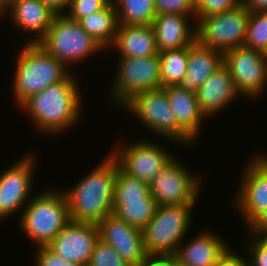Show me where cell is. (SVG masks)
Wrapping results in <instances>:
<instances>
[{"label": "cell", "instance_id": "23", "mask_svg": "<svg viewBox=\"0 0 267 266\" xmlns=\"http://www.w3.org/2000/svg\"><path fill=\"white\" fill-rule=\"evenodd\" d=\"M177 123L196 141L201 134L202 125L206 118L201 112L196 94L190 93L177 86L163 87Z\"/></svg>", "mask_w": 267, "mask_h": 266}, {"label": "cell", "instance_id": "6", "mask_svg": "<svg viewBox=\"0 0 267 266\" xmlns=\"http://www.w3.org/2000/svg\"><path fill=\"white\" fill-rule=\"evenodd\" d=\"M137 116L144 127L155 135L163 136L174 143L187 145L196 142L178 123L163 88L148 90L134 95L123 106Z\"/></svg>", "mask_w": 267, "mask_h": 266}, {"label": "cell", "instance_id": "15", "mask_svg": "<svg viewBox=\"0 0 267 266\" xmlns=\"http://www.w3.org/2000/svg\"><path fill=\"white\" fill-rule=\"evenodd\" d=\"M97 226L99 239L110 245L130 266H140L149 259L143 247L141 230L128 225L114 214L103 218Z\"/></svg>", "mask_w": 267, "mask_h": 266}, {"label": "cell", "instance_id": "5", "mask_svg": "<svg viewBox=\"0 0 267 266\" xmlns=\"http://www.w3.org/2000/svg\"><path fill=\"white\" fill-rule=\"evenodd\" d=\"M195 205H160L142 230L143 247L149 258L167 259L175 255L192 222Z\"/></svg>", "mask_w": 267, "mask_h": 266}, {"label": "cell", "instance_id": "37", "mask_svg": "<svg viewBox=\"0 0 267 266\" xmlns=\"http://www.w3.org/2000/svg\"><path fill=\"white\" fill-rule=\"evenodd\" d=\"M214 266H248V261L229 247Z\"/></svg>", "mask_w": 267, "mask_h": 266}, {"label": "cell", "instance_id": "2", "mask_svg": "<svg viewBox=\"0 0 267 266\" xmlns=\"http://www.w3.org/2000/svg\"><path fill=\"white\" fill-rule=\"evenodd\" d=\"M90 171L63 192L71 221L98 224L113 213L117 161L109 153Z\"/></svg>", "mask_w": 267, "mask_h": 266}, {"label": "cell", "instance_id": "36", "mask_svg": "<svg viewBox=\"0 0 267 266\" xmlns=\"http://www.w3.org/2000/svg\"><path fill=\"white\" fill-rule=\"evenodd\" d=\"M250 235L254 237L267 236V208L260 213L247 227H245Z\"/></svg>", "mask_w": 267, "mask_h": 266}, {"label": "cell", "instance_id": "42", "mask_svg": "<svg viewBox=\"0 0 267 266\" xmlns=\"http://www.w3.org/2000/svg\"><path fill=\"white\" fill-rule=\"evenodd\" d=\"M170 266H184L178 263L173 257L170 258Z\"/></svg>", "mask_w": 267, "mask_h": 266}, {"label": "cell", "instance_id": "17", "mask_svg": "<svg viewBox=\"0 0 267 266\" xmlns=\"http://www.w3.org/2000/svg\"><path fill=\"white\" fill-rule=\"evenodd\" d=\"M190 18L194 26L189 25ZM151 25L158 52L180 49L196 40L195 15L160 14L155 16Z\"/></svg>", "mask_w": 267, "mask_h": 266}, {"label": "cell", "instance_id": "33", "mask_svg": "<svg viewBox=\"0 0 267 266\" xmlns=\"http://www.w3.org/2000/svg\"><path fill=\"white\" fill-rule=\"evenodd\" d=\"M196 0H155L156 15H195Z\"/></svg>", "mask_w": 267, "mask_h": 266}, {"label": "cell", "instance_id": "20", "mask_svg": "<svg viewBox=\"0 0 267 266\" xmlns=\"http://www.w3.org/2000/svg\"><path fill=\"white\" fill-rule=\"evenodd\" d=\"M202 231L189 243L182 242L179 245L173 256L178 263L184 266H214L230 247L213 230Z\"/></svg>", "mask_w": 267, "mask_h": 266}, {"label": "cell", "instance_id": "4", "mask_svg": "<svg viewBox=\"0 0 267 266\" xmlns=\"http://www.w3.org/2000/svg\"><path fill=\"white\" fill-rule=\"evenodd\" d=\"M50 190V192H49ZM42 190L34 194L22 213L19 228L37 247L47 246L71 221L63 190Z\"/></svg>", "mask_w": 267, "mask_h": 266}, {"label": "cell", "instance_id": "13", "mask_svg": "<svg viewBox=\"0 0 267 266\" xmlns=\"http://www.w3.org/2000/svg\"><path fill=\"white\" fill-rule=\"evenodd\" d=\"M250 158L241 173L240 185L233 199L234 209L243 217L247 227L267 208V155L259 154Z\"/></svg>", "mask_w": 267, "mask_h": 266}, {"label": "cell", "instance_id": "11", "mask_svg": "<svg viewBox=\"0 0 267 266\" xmlns=\"http://www.w3.org/2000/svg\"><path fill=\"white\" fill-rule=\"evenodd\" d=\"M109 153L123 172L146 183L175 157L166 147L150 139L121 144Z\"/></svg>", "mask_w": 267, "mask_h": 266}, {"label": "cell", "instance_id": "14", "mask_svg": "<svg viewBox=\"0 0 267 266\" xmlns=\"http://www.w3.org/2000/svg\"><path fill=\"white\" fill-rule=\"evenodd\" d=\"M35 154L26 153L11 167H7L0 175V220L22 213L23 208L31 200L32 185L37 160ZM27 202V203H26ZM19 210V211H18Z\"/></svg>", "mask_w": 267, "mask_h": 266}, {"label": "cell", "instance_id": "12", "mask_svg": "<svg viewBox=\"0 0 267 266\" xmlns=\"http://www.w3.org/2000/svg\"><path fill=\"white\" fill-rule=\"evenodd\" d=\"M223 59L241 96L254 99L265 93L267 54L240 46L223 53Z\"/></svg>", "mask_w": 267, "mask_h": 266}, {"label": "cell", "instance_id": "8", "mask_svg": "<svg viewBox=\"0 0 267 266\" xmlns=\"http://www.w3.org/2000/svg\"><path fill=\"white\" fill-rule=\"evenodd\" d=\"M115 78L110 87L113 103L122 107L134 95L161 88L158 55L119 58ZM112 88V89H111Z\"/></svg>", "mask_w": 267, "mask_h": 266}, {"label": "cell", "instance_id": "18", "mask_svg": "<svg viewBox=\"0 0 267 266\" xmlns=\"http://www.w3.org/2000/svg\"><path fill=\"white\" fill-rule=\"evenodd\" d=\"M6 11H10L11 23L15 28L24 31V34H33L26 42L33 44H37L46 35L57 14L40 0H15Z\"/></svg>", "mask_w": 267, "mask_h": 266}, {"label": "cell", "instance_id": "35", "mask_svg": "<svg viewBox=\"0 0 267 266\" xmlns=\"http://www.w3.org/2000/svg\"><path fill=\"white\" fill-rule=\"evenodd\" d=\"M34 254V266H82L62 259L47 246L37 247Z\"/></svg>", "mask_w": 267, "mask_h": 266}, {"label": "cell", "instance_id": "21", "mask_svg": "<svg viewBox=\"0 0 267 266\" xmlns=\"http://www.w3.org/2000/svg\"><path fill=\"white\" fill-rule=\"evenodd\" d=\"M223 64L221 51L201 45L195 40L189 45L187 70L178 86L196 94L198 88Z\"/></svg>", "mask_w": 267, "mask_h": 266}, {"label": "cell", "instance_id": "24", "mask_svg": "<svg viewBox=\"0 0 267 266\" xmlns=\"http://www.w3.org/2000/svg\"><path fill=\"white\" fill-rule=\"evenodd\" d=\"M79 23L105 51L106 48L111 49L119 26L112 0L103 9L82 18Z\"/></svg>", "mask_w": 267, "mask_h": 266}, {"label": "cell", "instance_id": "25", "mask_svg": "<svg viewBox=\"0 0 267 266\" xmlns=\"http://www.w3.org/2000/svg\"><path fill=\"white\" fill-rule=\"evenodd\" d=\"M119 25H151L156 16L155 0H112Z\"/></svg>", "mask_w": 267, "mask_h": 266}, {"label": "cell", "instance_id": "10", "mask_svg": "<svg viewBox=\"0 0 267 266\" xmlns=\"http://www.w3.org/2000/svg\"><path fill=\"white\" fill-rule=\"evenodd\" d=\"M184 165L174 157L149 182L150 194L158 206L197 204L201 177L191 174Z\"/></svg>", "mask_w": 267, "mask_h": 266}, {"label": "cell", "instance_id": "40", "mask_svg": "<svg viewBox=\"0 0 267 266\" xmlns=\"http://www.w3.org/2000/svg\"><path fill=\"white\" fill-rule=\"evenodd\" d=\"M140 266H170V258H149L144 264H141Z\"/></svg>", "mask_w": 267, "mask_h": 266}, {"label": "cell", "instance_id": "22", "mask_svg": "<svg viewBox=\"0 0 267 266\" xmlns=\"http://www.w3.org/2000/svg\"><path fill=\"white\" fill-rule=\"evenodd\" d=\"M111 48L118 51L119 58L159 54L152 25H119Z\"/></svg>", "mask_w": 267, "mask_h": 266}, {"label": "cell", "instance_id": "7", "mask_svg": "<svg viewBox=\"0 0 267 266\" xmlns=\"http://www.w3.org/2000/svg\"><path fill=\"white\" fill-rule=\"evenodd\" d=\"M37 44L67 68L105 51L82 29L79 21L64 13L55 15L46 35Z\"/></svg>", "mask_w": 267, "mask_h": 266}, {"label": "cell", "instance_id": "1", "mask_svg": "<svg viewBox=\"0 0 267 266\" xmlns=\"http://www.w3.org/2000/svg\"><path fill=\"white\" fill-rule=\"evenodd\" d=\"M75 78L70 74L64 81L48 86L19 106L40 132L64 133L81 119L82 93Z\"/></svg>", "mask_w": 267, "mask_h": 266}, {"label": "cell", "instance_id": "31", "mask_svg": "<svg viewBox=\"0 0 267 266\" xmlns=\"http://www.w3.org/2000/svg\"><path fill=\"white\" fill-rule=\"evenodd\" d=\"M241 5L242 0H196L195 22L201 17L223 13Z\"/></svg>", "mask_w": 267, "mask_h": 266}, {"label": "cell", "instance_id": "19", "mask_svg": "<svg viewBox=\"0 0 267 266\" xmlns=\"http://www.w3.org/2000/svg\"><path fill=\"white\" fill-rule=\"evenodd\" d=\"M239 95L230 72L224 64L198 88L196 93L199 107L206 119L216 116L217 112L219 114Z\"/></svg>", "mask_w": 267, "mask_h": 266}, {"label": "cell", "instance_id": "29", "mask_svg": "<svg viewBox=\"0 0 267 266\" xmlns=\"http://www.w3.org/2000/svg\"><path fill=\"white\" fill-rule=\"evenodd\" d=\"M244 46L267 54V11L250 12Z\"/></svg>", "mask_w": 267, "mask_h": 266}, {"label": "cell", "instance_id": "32", "mask_svg": "<svg viewBox=\"0 0 267 266\" xmlns=\"http://www.w3.org/2000/svg\"><path fill=\"white\" fill-rule=\"evenodd\" d=\"M110 1L111 0H71L64 14L72 20L80 21L87 15H91L103 9Z\"/></svg>", "mask_w": 267, "mask_h": 266}, {"label": "cell", "instance_id": "16", "mask_svg": "<svg viewBox=\"0 0 267 266\" xmlns=\"http://www.w3.org/2000/svg\"><path fill=\"white\" fill-rule=\"evenodd\" d=\"M98 240L97 224L70 221L47 247L68 262L87 266Z\"/></svg>", "mask_w": 267, "mask_h": 266}, {"label": "cell", "instance_id": "27", "mask_svg": "<svg viewBox=\"0 0 267 266\" xmlns=\"http://www.w3.org/2000/svg\"><path fill=\"white\" fill-rule=\"evenodd\" d=\"M189 46L159 52L161 88L177 86L187 70Z\"/></svg>", "mask_w": 267, "mask_h": 266}, {"label": "cell", "instance_id": "9", "mask_svg": "<svg viewBox=\"0 0 267 266\" xmlns=\"http://www.w3.org/2000/svg\"><path fill=\"white\" fill-rule=\"evenodd\" d=\"M250 11L243 5L196 21V40L225 53L244 46Z\"/></svg>", "mask_w": 267, "mask_h": 266}, {"label": "cell", "instance_id": "39", "mask_svg": "<svg viewBox=\"0 0 267 266\" xmlns=\"http://www.w3.org/2000/svg\"><path fill=\"white\" fill-rule=\"evenodd\" d=\"M242 5L250 12L267 11V0H242Z\"/></svg>", "mask_w": 267, "mask_h": 266}, {"label": "cell", "instance_id": "41", "mask_svg": "<svg viewBox=\"0 0 267 266\" xmlns=\"http://www.w3.org/2000/svg\"><path fill=\"white\" fill-rule=\"evenodd\" d=\"M15 0H0V11L6 14V10L12 5Z\"/></svg>", "mask_w": 267, "mask_h": 266}, {"label": "cell", "instance_id": "28", "mask_svg": "<svg viewBox=\"0 0 267 266\" xmlns=\"http://www.w3.org/2000/svg\"><path fill=\"white\" fill-rule=\"evenodd\" d=\"M149 195V183L126 174L117 164L114 203L144 201Z\"/></svg>", "mask_w": 267, "mask_h": 266}, {"label": "cell", "instance_id": "34", "mask_svg": "<svg viewBox=\"0 0 267 266\" xmlns=\"http://www.w3.org/2000/svg\"><path fill=\"white\" fill-rule=\"evenodd\" d=\"M248 237L251 242H249L247 248V254L249 253V258H251L249 259L248 266H267V236L254 237L248 234Z\"/></svg>", "mask_w": 267, "mask_h": 266}, {"label": "cell", "instance_id": "26", "mask_svg": "<svg viewBox=\"0 0 267 266\" xmlns=\"http://www.w3.org/2000/svg\"><path fill=\"white\" fill-rule=\"evenodd\" d=\"M157 203L151 194L144 201H125V203H114L113 213L128 225L143 230L153 218Z\"/></svg>", "mask_w": 267, "mask_h": 266}, {"label": "cell", "instance_id": "38", "mask_svg": "<svg viewBox=\"0 0 267 266\" xmlns=\"http://www.w3.org/2000/svg\"><path fill=\"white\" fill-rule=\"evenodd\" d=\"M49 6L57 14L65 13L70 5L71 0H40Z\"/></svg>", "mask_w": 267, "mask_h": 266}, {"label": "cell", "instance_id": "30", "mask_svg": "<svg viewBox=\"0 0 267 266\" xmlns=\"http://www.w3.org/2000/svg\"><path fill=\"white\" fill-rule=\"evenodd\" d=\"M87 266H130L123 261L116 251L102 240L95 244L93 253Z\"/></svg>", "mask_w": 267, "mask_h": 266}, {"label": "cell", "instance_id": "3", "mask_svg": "<svg viewBox=\"0 0 267 266\" xmlns=\"http://www.w3.org/2000/svg\"><path fill=\"white\" fill-rule=\"evenodd\" d=\"M16 61L12 88L18 107L29 97L64 81L71 74L63 63L35 43H25Z\"/></svg>", "mask_w": 267, "mask_h": 266}]
</instances>
